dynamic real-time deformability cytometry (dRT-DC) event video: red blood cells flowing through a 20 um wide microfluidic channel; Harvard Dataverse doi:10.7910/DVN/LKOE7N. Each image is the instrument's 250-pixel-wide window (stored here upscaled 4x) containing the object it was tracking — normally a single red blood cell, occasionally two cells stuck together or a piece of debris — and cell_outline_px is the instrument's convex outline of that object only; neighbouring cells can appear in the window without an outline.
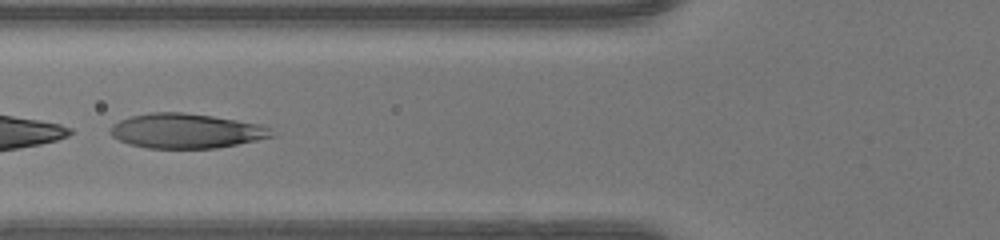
{"species": "human", "species_latin": "Homo sapiens", "temperature_condition": "warm", "stored_images_in_passage": 48, "segment_of_instrument_passage": [2, 2], "camera_frame_rate_fps": 3000, "um_per_image_px": 0.085, "donor": {"sex": "female"}, "frame": {"image": 1, "passage_image": 19, "time_ms": 6.0, "image_size_px": [1000, 240], "cell_outline_px": [[276, 136], [216, 148], [148, 148], [128, 144], [112, 136], [108, 132], [112, 124], [128, 116], [148, 112], [184, 112], [212, 116], [260, 124], [272, 128]], "centroid_in_image_um": [15.8, 11.12], "position_along_channel_um": 110.0, "area_um2": 32.83}}
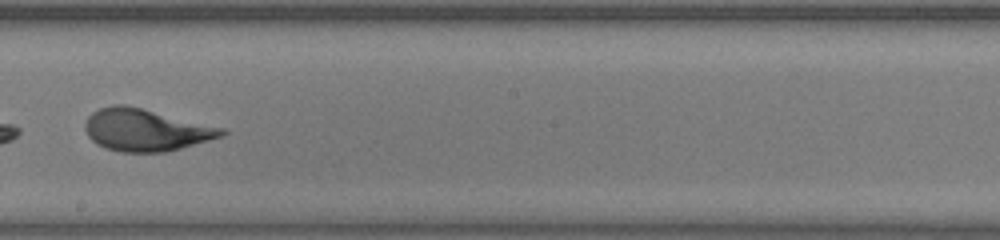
{"frame": {"image": 2, "passage_image": 28, "time_ms": 9.0, "image_size_px": [1000, 240], "cell_outline_px": [[228, 132], [220, 136], [208, 140], [180, 148], [164, 152], [120, 152], [104, 148], [96, 144], [88, 136], [84, 128], [84, 124], [88, 116], [92, 112], [100, 108], [112, 104], [124, 104], [224, 128]], "centroid_in_image_um": [12.32, 11.05], "position_along_channel_um": 235.9, "area_um2": 33.29}}